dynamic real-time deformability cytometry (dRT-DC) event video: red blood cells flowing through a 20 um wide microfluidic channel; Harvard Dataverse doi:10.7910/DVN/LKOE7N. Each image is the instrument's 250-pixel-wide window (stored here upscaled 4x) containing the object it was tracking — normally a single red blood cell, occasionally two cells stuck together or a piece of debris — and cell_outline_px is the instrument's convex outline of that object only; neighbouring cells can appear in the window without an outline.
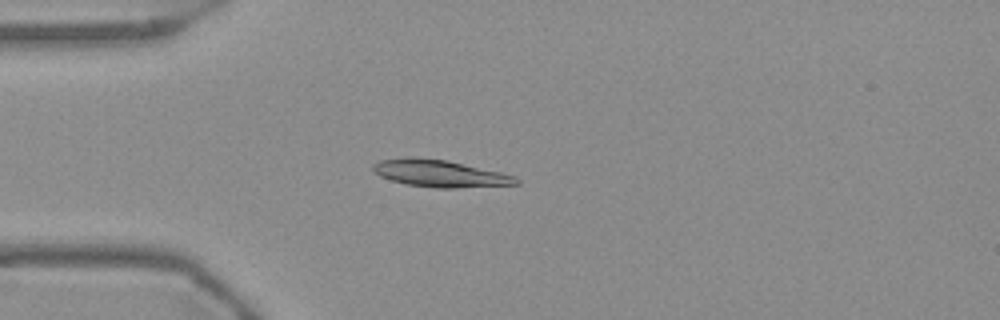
{"species": "Egyptian fruit bat (a non-hibernating species)", "species_latin": "Rousettus aegyptiacus", "temperature_condition": "warm", "stored_images_in_passage": 46, "camera_frame_rate_fps": 3000, "um_per_image_px": 0.085, "frame": {"image": 1, "passage_image": 6, "time_ms": 1.667, "image_size_px": [1000, 320], "cell_outline_px": [[520, 184], [456, 188], [436, 188], [404, 184], [380, 176], [372, 172], [372, 164], [380, 160], [404, 156], [412, 156], [448, 160], [500, 172], [516, 176], [520, 180]], "centroid_in_image_um": [37.35, 14.73], "position_along_channel_um": 47.6, "area_um2": 22.95}}
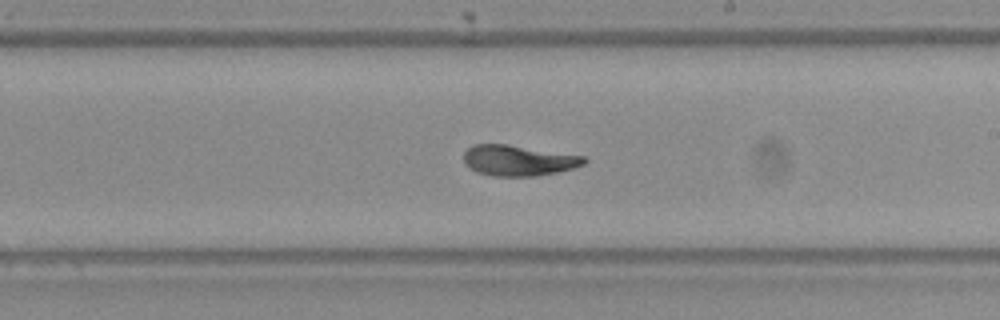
{"frame": {"image": 2, "passage_image": 23, "time_ms": 7.333, "image_size_px": [1000, 320], "cell_outline_px": [[588, 160], [584, 164], [572, 168], [556, 172], [536, 176], [492, 176], [476, 172], [464, 164], [464, 152], [472, 144], [508, 144], [584, 156]], "centroid_in_image_um": [44.03, 13.63], "position_along_channel_um": 245.0, "area_um2": 21.56}}
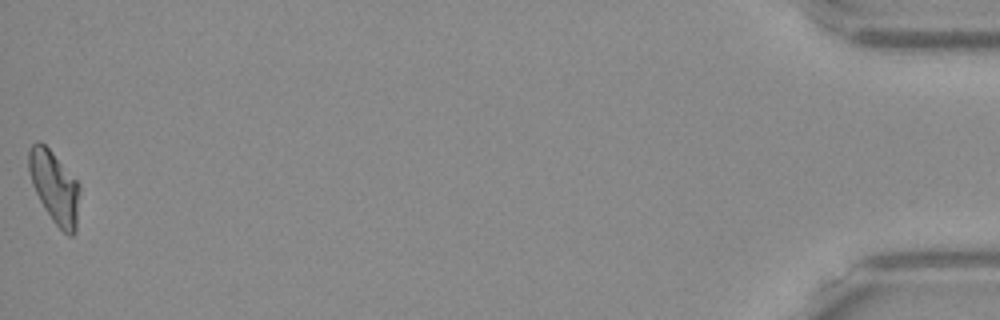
{"frame": {"image": 3, "passage_image": 46, "time_ms": 15.0, "image_size_px": [1000, 320], "cell_outline_px": [[80, 192], [76, 232], [72, 236], [68, 236], [52, 220], [44, 208], [32, 184], [28, 168], [28, 152], [32, 144], [36, 140], [40, 140], [52, 152], [80, 184]], "centroid_in_image_um": [4.64, 15.91], "position_along_channel_um": 430.6, "area_um2": 21.44}, "authors_computed_cell_mechanics": {"area_um2": 21.6172, "velocity_mm_per_s": 3.715, "shape_relaxation_time_tau1_ms": 5.4396, "shape_relaxation_time_tau2_ms": 1.8701, "deformation_change_tau1": 0.1698, "deformation_change_tau2": 0.0516}}